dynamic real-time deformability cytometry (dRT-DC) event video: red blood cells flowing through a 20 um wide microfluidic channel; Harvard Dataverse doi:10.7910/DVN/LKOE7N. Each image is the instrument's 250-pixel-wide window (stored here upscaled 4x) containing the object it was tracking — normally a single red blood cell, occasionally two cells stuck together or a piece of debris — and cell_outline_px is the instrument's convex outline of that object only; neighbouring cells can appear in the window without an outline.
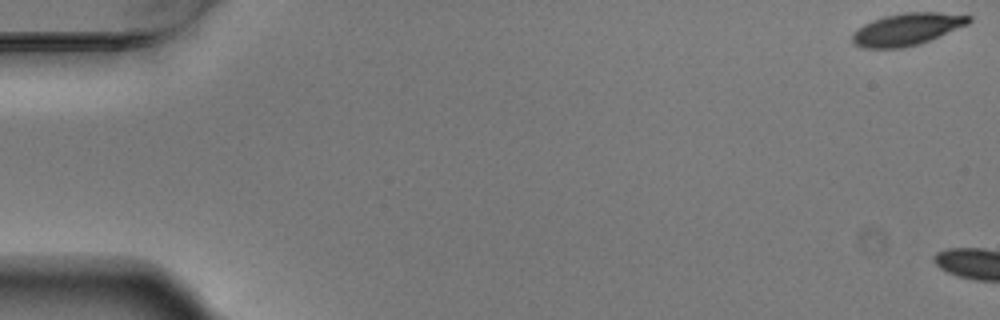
{"species": "Egyptian fruit bat (a non-hibernating species)", "species_latin": "Rousettus aegyptiacus", "temperature_condition": "warm", "stored_images_in_passage": 8, "camera_frame_rate_fps": 3000, "um_per_image_px": 0.085, "animal": {"sex": "male"}, "frame": {"image": 1, "passage_image": 1, "time_ms": 0.0, "image_size_px": [1000, 320], "cell_outline_px": [[972, 20], [968, 24], [920, 44], [900, 48], [864, 48], [856, 44], [852, 40], [852, 32], [864, 24], [872, 20], [884, 16], [904, 12], [940, 12], [972, 16]], "centroid_in_image_um": [77.1, 2.47], "position_along_channel_um": 7.9, "area_um2": 21.79}}